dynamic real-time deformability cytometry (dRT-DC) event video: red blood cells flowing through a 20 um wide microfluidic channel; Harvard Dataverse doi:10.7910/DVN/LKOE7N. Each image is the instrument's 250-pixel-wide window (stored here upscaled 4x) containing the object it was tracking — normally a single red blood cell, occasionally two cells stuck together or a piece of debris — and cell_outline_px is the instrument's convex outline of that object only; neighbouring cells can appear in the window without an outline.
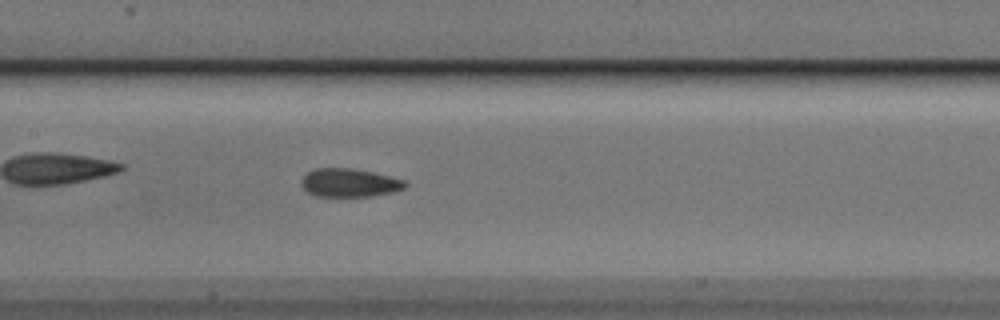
{"species": "Egyptian fruit bat (a non-hibernating species)", "species_latin": "Rousettus aegyptiacus", "temperature_condition": "cold", "stored_images_in_passage": 50, "camera_frame_rate_fps": 3000, "um_per_image_px": 0.085, "animal": {"sex": "male"}, "frame": {"image": 1, "passage_image": 22, "time_ms": 7.0, "image_size_px": [1000, 320], "cell_outline_px": [[408, 184], [404, 188], [392, 192], [372, 196], [316, 196], [308, 192], [300, 184], [304, 176], [308, 172], [316, 168], [352, 168], [372, 172], [404, 180]], "centroid_in_image_um": [29.69, 15.53], "position_along_channel_um": 177.7, "area_um2": 16.99}}
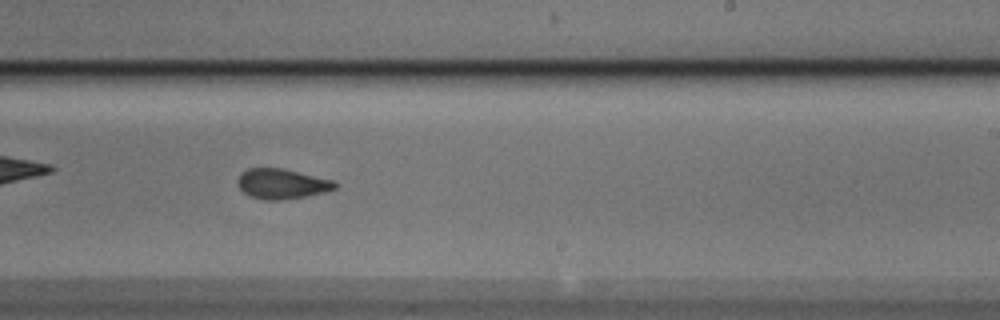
{"frame": {"image": 2, "passage_image": 29, "time_ms": 9.333, "image_size_px": [1000, 320], "cell_outline_px": [[336, 188], [324, 192], [284, 200], [264, 200], [248, 196], [236, 184], [236, 180], [240, 172], [248, 168], [280, 168], [332, 180], [336, 184]], "centroid_in_image_um": [23.87, 15.63], "position_along_channel_um": 265.1, "area_um2": 16.99}}